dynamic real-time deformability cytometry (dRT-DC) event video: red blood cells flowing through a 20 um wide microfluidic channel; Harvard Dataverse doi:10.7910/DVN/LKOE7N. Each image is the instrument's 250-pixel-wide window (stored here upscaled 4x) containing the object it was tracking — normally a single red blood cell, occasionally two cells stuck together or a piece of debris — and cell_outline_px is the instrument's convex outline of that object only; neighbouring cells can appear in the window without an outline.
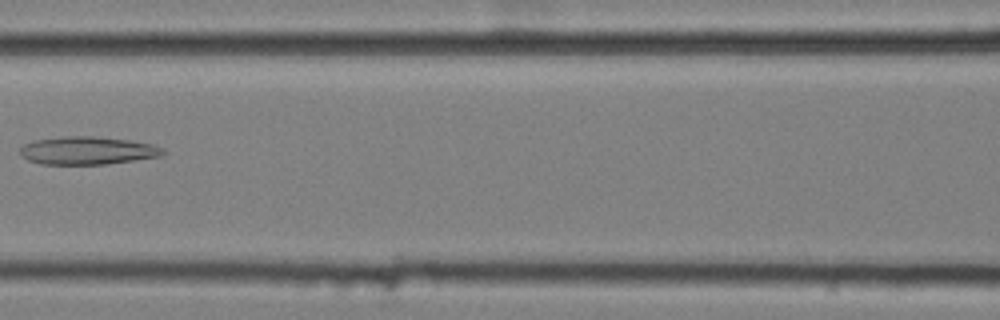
{"species": "common noctule bat (a hibernating species)", "species_latin": "Nyctalus noctula", "temperature_condition": "cold", "stored_images_in_passage": 10, "camera_frame_rate_fps": 3000, "um_per_image_px": 0.085, "animal": {"sex": "female", "body_mass_g": 25.1}, "frame": {"image": 1, "passage_image": 7, "time_ms": 2.0, "image_size_px": [1000, 320], "cell_outline_px": [[168, 152], [160, 156], [104, 164], [40, 164], [28, 160], [20, 152], [20, 148], [24, 144], [36, 140], [64, 136], [92, 136], [128, 140], [152, 144], [164, 148]], "centroid_in_image_um": [7.45, 12.79], "position_along_channel_um": 159.1, "area_um2": 23.06}}
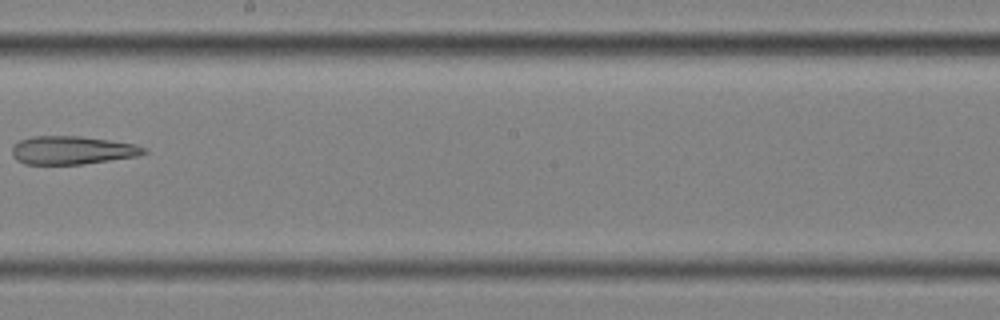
{"frame": {"image": 2, "passage_image": 9, "time_ms": 2.667, "image_size_px": [1000, 320], "cell_outline_px": [[148, 152], [140, 156], [84, 164], [24, 164], [16, 160], [12, 156], [12, 148], [20, 140], [32, 136], [80, 136], [112, 140], [136, 144], [148, 148]], "centroid_in_image_um": [6.19, 12.77], "position_along_channel_um": 242.0, "area_um2": 22.02}}
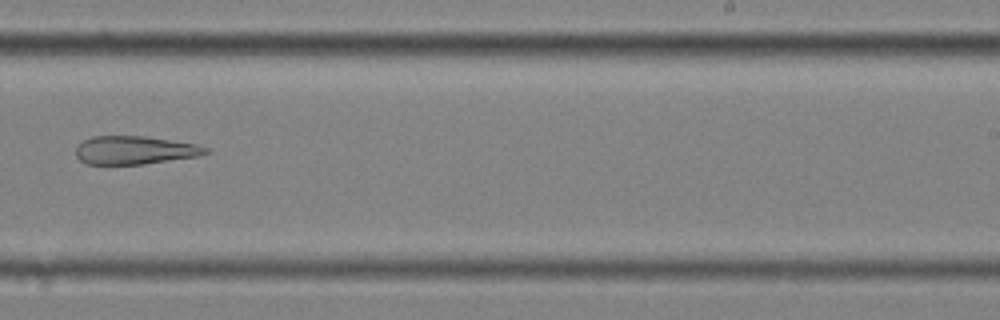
{"frame": {"image": 3, "passage_image": 10, "time_ms": 3.0, "image_size_px": [1000, 320], "cell_outline_px": [[212, 152], [200, 156], [140, 164], [88, 164], [80, 160], [76, 156], [76, 148], [84, 140], [92, 136], [144, 136], [196, 144], [208, 148]], "centroid_in_image_um": [11.48, 12.76], "position_along_channel_um": 277.5, "area_um2": 21.27}}